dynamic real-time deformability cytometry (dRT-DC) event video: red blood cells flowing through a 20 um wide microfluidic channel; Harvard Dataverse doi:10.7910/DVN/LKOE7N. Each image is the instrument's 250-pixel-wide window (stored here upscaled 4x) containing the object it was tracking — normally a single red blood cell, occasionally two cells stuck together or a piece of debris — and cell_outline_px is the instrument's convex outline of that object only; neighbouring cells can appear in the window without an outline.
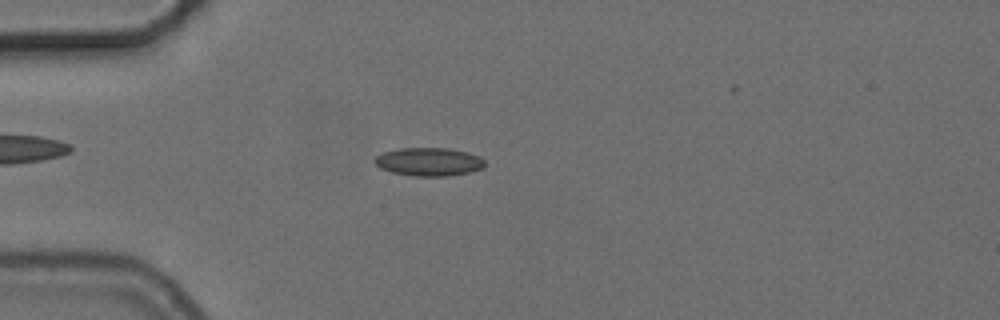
{"species": "common noctule bat (a hibernating species)", "species_latin": "Nyctalus noctula", "temperature_condition": "cold", "stored_images_in_passage": 43, "camera_frame_rate_fps": 3000, "um_per_image_px": 0.085, "animal": {"sex": "female", "body_mass_g": 24.6, "forearm_length_mm": 56.2}, "frame": {"image": 1, "passage_image": 3, "time_ms": 0.667, "image_size_px": [1000, 320], "cell_outline_px": [[484, 168], [472, 172], [448, 176], [412, 176], [392, 172], [380, 168], [372, 160], [376, 156], [384, 152], [400, 148], [448, 148], [468, 152], [480, 156], [484, 160]], "centroid_in_image_um": [36.47, 13.75], "position_along_channel_um": 48.5, "area_um2": 18.32}}
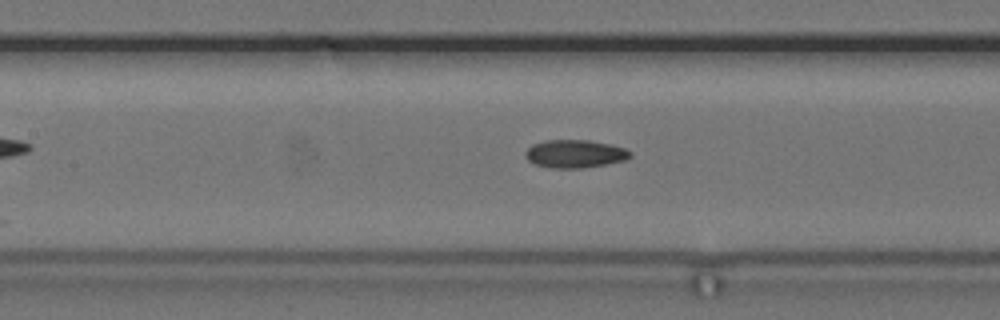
{"frame": {"image": 2, "passage_image": 13, "time_ms": 4.0, "image_size_px": [1000, 320], "cell_outline_px": [[632, 156], [624, 160], [584, 168], [548, 168], [532, 164], [524, 156], [524, 152], [532, 144], [544, 140], [588, 140], [612, 144], [624, 148], [632, 152]], "centroid_in_image_um": [48.82, 13.07], "position_along_channel_um": 158.6, "area_um2": 17.34}}
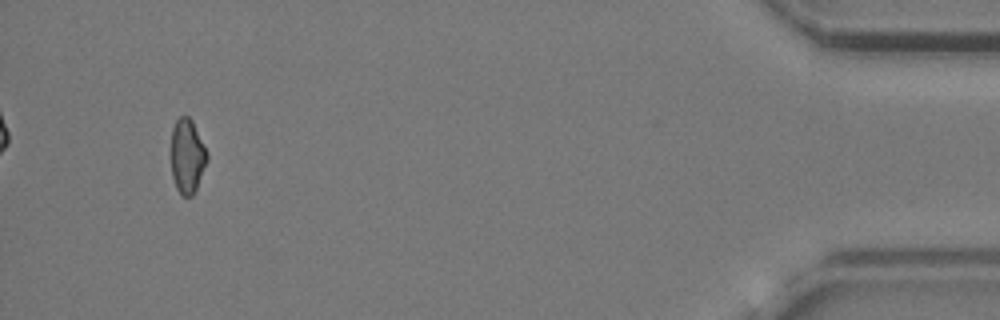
{"frame": {"image": 3, "passage_image": 40, "time_ms": 13.0, "image_size_px": [1000, 320], "cell_outline_px": [[208, 160], [196, 188], [192, 196], [180, 196], [176, 188], [172, 176], [172, 128], [176, 120], [180, 116], [188, 116], [192, 120], [208, 152]], "centroid_in_image_um": [15.92, 13.28], "position_along_channel_um": 419.3, "area_um2": 15.61}, "authors_computed_cell_mechanics": {"area_um2": 16.7042, "velocity_mm_per_s": 3.7268, "shape_relaxation_time_tau1_ms": null, "shape_relaxation_time_tau2_ms": 4.0605, "deformation_change_tau1": null, "deformation_change_tau2": 0.0907}}